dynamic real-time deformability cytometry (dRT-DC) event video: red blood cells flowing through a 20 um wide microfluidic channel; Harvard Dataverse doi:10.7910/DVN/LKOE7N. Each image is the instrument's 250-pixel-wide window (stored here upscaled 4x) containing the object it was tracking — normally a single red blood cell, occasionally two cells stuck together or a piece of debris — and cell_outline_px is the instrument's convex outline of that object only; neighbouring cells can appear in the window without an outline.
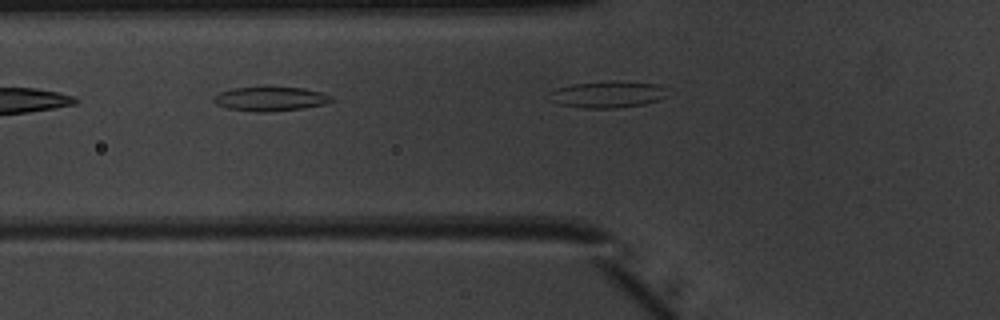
{"species": "common noctule bat (a hibernating species)", "species_latin": "Nyctalus noctula", "temperature_condition": "warm", "stored_images_in_passage": 5, "camera_frame_rate_fps": 3000, "um_per_image_px": 0.085, "animal": {"sex": "male", "body_mass_g": 20.1, "forearm_length_mm": 53.5}, "frame": {"image": 1, "passage_image": 2, "time_ms": 0.333, "image_size_px": [1000, 320], "cell_outline_px": [[336, 100], [324, 104], [300, 108], [272, 112], [256, 112], [228, 108], [216, 104], [212, 100], [212, 96], [220, 92], [232, 88], [304, 88], [320, 92], [332, 96]], "centroid_in_image_um": [22.97, 8.41], "position_along_channel_um": 102.8, "area_um2": 16.42}}